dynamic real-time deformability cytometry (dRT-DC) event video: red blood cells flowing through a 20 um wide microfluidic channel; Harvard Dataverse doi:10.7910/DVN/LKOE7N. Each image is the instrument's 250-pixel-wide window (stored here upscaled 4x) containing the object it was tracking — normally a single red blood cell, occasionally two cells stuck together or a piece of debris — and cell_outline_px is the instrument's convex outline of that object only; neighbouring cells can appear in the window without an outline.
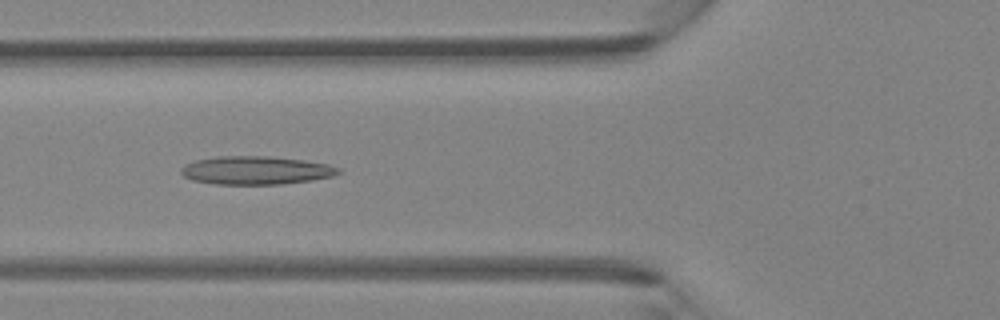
{"species": "Egyptian fruit bat (a non-hibernating species)", "species_latin": "Rousettus aegyptiacus", "temperature_condition": "room temperature", "stored_images_in_passage": 45, "camera_frame_rate_fps": 3000, "um_per_image_px": 0.085, "animal": {"sex": "female"}, "frame": {"image": 1, "passage_image": 17, "time_ms": 5.333, "image_size_px": [1000, 320], "cell_outline_px": [[340, 172], [332, 176], [312, 180], [284, 184], [216, 184], [192, 180], [184, 176], [180, 172], [180, 168], [184, 164], [196, 160], [220, 156], [268, 156], [304, 160], [328, 164], [340, 168]], "centroid_in_image_um": [21.74, 14.48], "position_along_channel_um": 104.1, "area_um2": 25.95}}
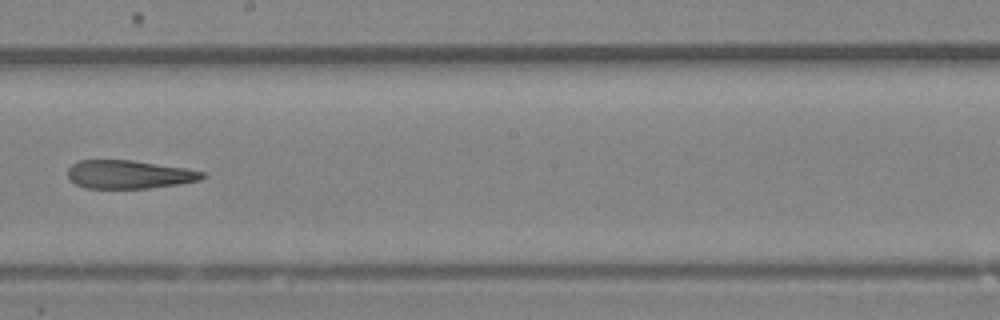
{"frame": {"image": 2, "passage_image": 26, "time_ms": 8.333, "image_size_px": [1000, 320], "cell_outline_px": [[208, 176], [200, 180], [180, 184], [148, 188], [84, 188], [68, 180], [68, 168], [76, 160], [132, 160], [188, 168], [208, 172]], "centroid_in_image_um": [11.01, 14.82], "position_along_channel_um": 237.2, "area_um2": 22.66}}
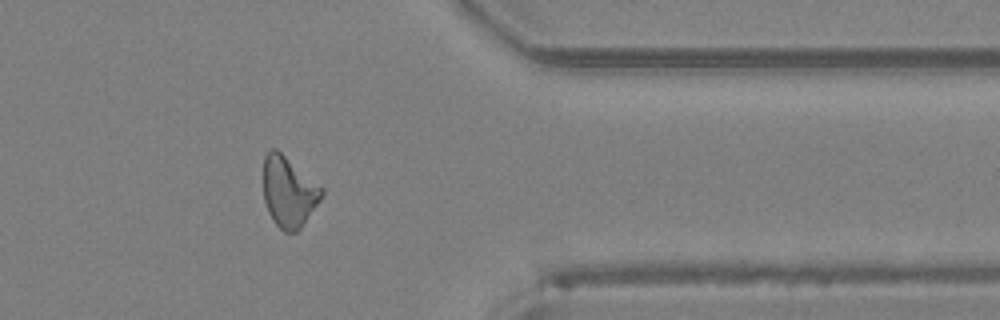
{"frame": {"image": 3, "passage_image": 37, "time_ms": 12.0, "image_size_px": [1000, 320], "cell_outline_px": [[324, 192], [320, 200], [300, 228], [296, 232], [284, 232], [272, 220], [268, 212], [264, 200], [264, 156], [272, 148], [276, 148], [324, 188]], "centroid_in_image_um": [24.54, 16.3], "position_along_channel_um": 386.9, "area_um2": 23.81}}